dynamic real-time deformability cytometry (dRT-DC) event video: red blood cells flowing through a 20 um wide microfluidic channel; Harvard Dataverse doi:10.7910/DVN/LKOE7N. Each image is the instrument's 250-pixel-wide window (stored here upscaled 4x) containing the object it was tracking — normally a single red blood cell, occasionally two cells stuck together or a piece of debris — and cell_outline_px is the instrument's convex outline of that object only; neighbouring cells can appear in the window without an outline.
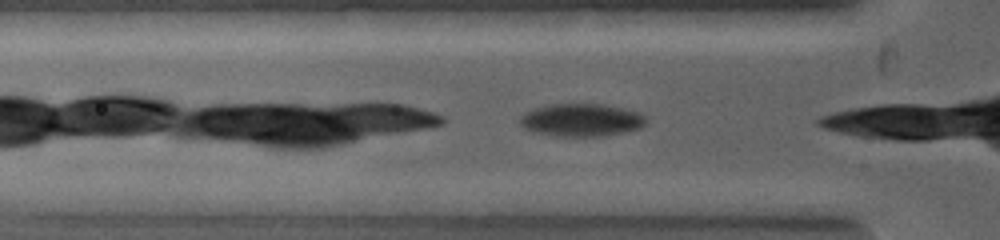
{"species": "common noctule bat (a hibernating species)", "species_latin": "Nyctalus noctula", "temperature_condition": "warm", "stored_images_in_passage": 11, "camera_frame_rate_fps": 5000, "um_per_image_px": 0.085, "animal": {"sex": "female", "body_mass_g": 19.0, "forearm_length_mm": 53.3}, "frame": {"image": 1, "passage_image": 2, "time_ms": 0.2, "image_size_px": [1000, 240], "cell_outline_px": [[648, 120], [640, 128], [624, 132], [604, 136], [552, 136], [532, 132], [524, 128], [520, 124], [520, 116], [524, 112], [532, 108], [552, 104], [604, 104], [640, 112]], "centroid_in_image_um": [49.39, 10.2], "position_along_channel_um": 76.4, "area_um2": 24.33}}